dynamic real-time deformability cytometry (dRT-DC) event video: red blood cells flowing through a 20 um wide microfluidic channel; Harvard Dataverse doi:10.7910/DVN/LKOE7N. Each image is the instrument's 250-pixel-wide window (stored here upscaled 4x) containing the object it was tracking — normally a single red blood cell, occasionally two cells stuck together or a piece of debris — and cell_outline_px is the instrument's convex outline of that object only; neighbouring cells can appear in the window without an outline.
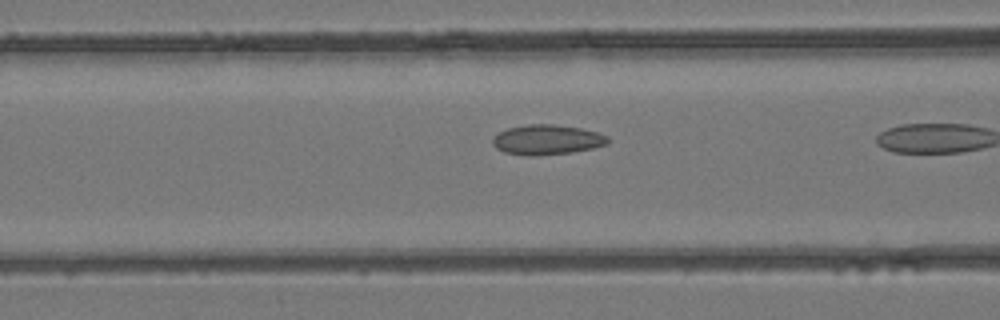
{"species": "common noctule bat (a hibernating species)", "species_latin": "Nyctalus noctula", "temperature_condition": "room temperature", "stored_images_in_passage": 20, "camera_frame_rate_fps": 3000, "um_per_image_px": 0.085, "animal": {"sex": "female", "body_mass_g": 24.6, "forearm_length_mm": 56.2}, "frame": {"image": 1, "passage_image": 17, "time_ms": 5.333, "image_size_px": [1000, 320], "cell_outline_px": [[608, 144], [592, 148], [572, 152], [536, 156], [528, 156], [504, 152], [496, 148], [492, 144], [492, 140], [500, 132], [508, 128], [528, 124], [552, 124], [580, 128], [596, 132], [608, 136]], "centroid_in_image_um": [46.49, 11.88], "position_along_channel_um": 120.1, "area_um2": 20.0}}